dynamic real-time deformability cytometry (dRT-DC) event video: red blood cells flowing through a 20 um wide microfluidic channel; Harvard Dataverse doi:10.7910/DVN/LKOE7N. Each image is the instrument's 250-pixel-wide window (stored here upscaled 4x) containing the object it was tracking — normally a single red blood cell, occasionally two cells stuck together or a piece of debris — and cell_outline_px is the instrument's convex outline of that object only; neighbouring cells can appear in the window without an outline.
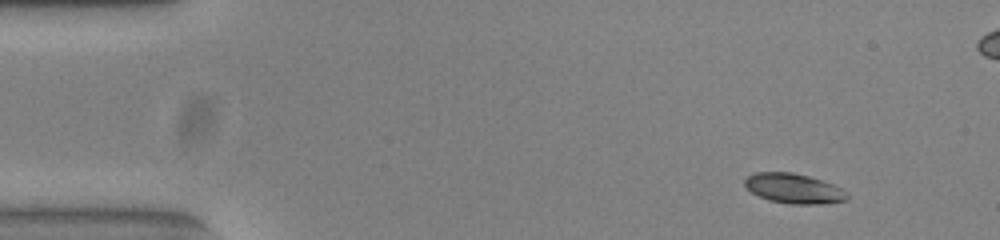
{"species": "common noctule bat (a hibernating species)", "species_latin": "Nyctalus noctula", "temperature_condition": "warm", "stored_images_in_passage": 50, "segment_of_instrument_passage": [1, 2], "camera_frame_rate_fps": 3000, "um_per_image_px": 0.085, "animal": {"sex": "female", "body_mass_g": 23.0, "forearm_length_mm": 53.4}, "frame": {"image": 1, "passage_image": 1, "time_ms": 0.0, "image_size_px": [1000, 240], "cell_outline_px": [[848, 200], [820, 204], [788, 204], [768, 200], [752, 192], [744, 184], [744, 180], [748, 176], [756, 172], [792, 172], [808, 176], [832, 184], [840, 188], [848, 196]], "centroid_in_image_um": [67.45, 16.02], "position_along_channel_um": 17.6, "area_um2": 17.63}}
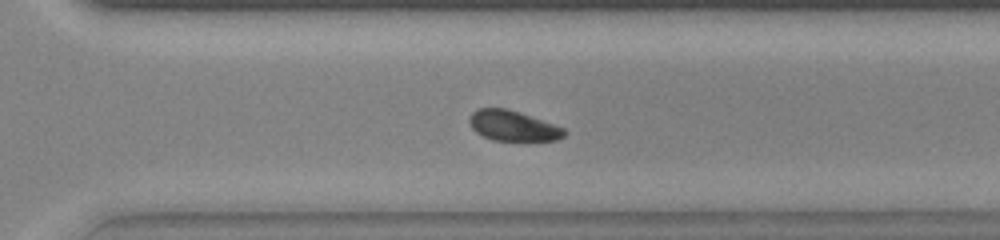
{"frame": {"image": 2, "passage_image": 33, "time_ms": 10.667, "image_size_px": [1000, 240], "cell_outline_px": [[568, 132], [564, 136], [556, 140], [492, 140], [476, 132], [472, 128], [468, 120], [472, 112], [476, 108], [504, 108], [520, 112], [564, 128]], "centroid_in_image_um": [43.58, 10.68], "position_along_channel_um": 327.0, "area_um2": 16.65}}
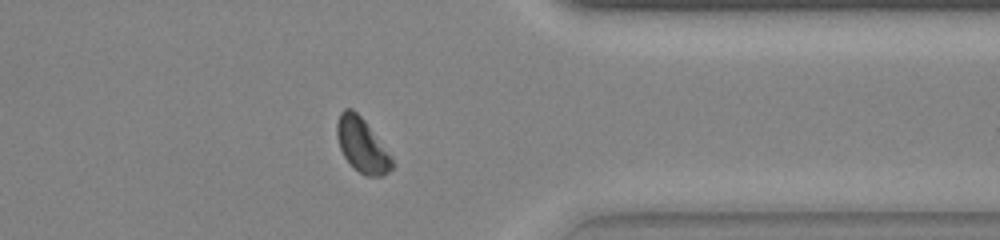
{"frame": {"image": 3, "passage_image": 38, "time_ms": 12.333, "image_size_px": [1000, 240], "cell_outline_px": [[396, 164], [384, 176], [364, 176], [344, 156], [340, 148], [336, 136], [336, 124], [340, 112], [344, 108], [352, 108], [364, 120], [392, 156]], "centroid_in_image_um": [30.79, 12.34], "position_along_channel_um": 380.6, "area_um2": 17.4}}